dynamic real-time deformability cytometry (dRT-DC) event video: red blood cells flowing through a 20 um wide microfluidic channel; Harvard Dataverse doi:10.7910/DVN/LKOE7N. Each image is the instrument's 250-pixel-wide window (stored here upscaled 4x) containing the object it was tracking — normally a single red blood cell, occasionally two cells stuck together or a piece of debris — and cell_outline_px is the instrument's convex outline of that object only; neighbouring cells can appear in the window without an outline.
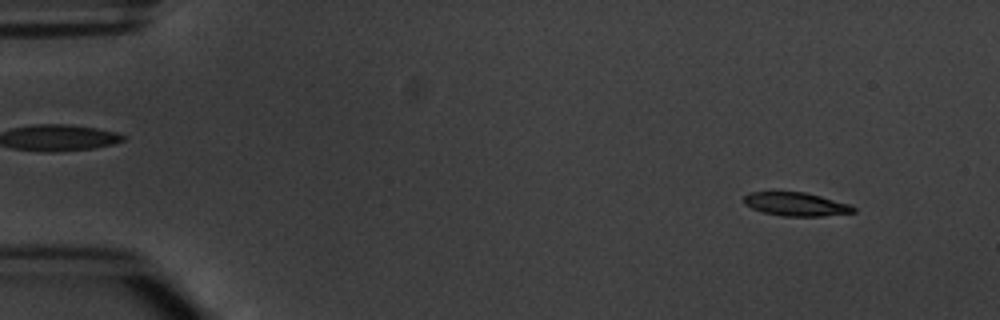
{"species": "common noctule bat (a hibernating species)", "species_latin": "Nyctalus noctula", "temperature_condition": "warm", "stored_images_in_passage": 4, "camera_frame_rate_fps": 3000, "um_per_image_px": 0.085, "animal": {"sex": "male", "body_mass_g": 20.1, "forearm_length_mm": 53.5}, "frame": {"image": 1, "passage_image": 1, "time_ms": 0.0, "image_size_px": [1000, 320], "cell_outline_px": [[856, 212], [824, 216], [784, 216], [764, 212], [752, 208], [744, 204], [744, 196], [748, 192], [804, 192], [820, 196], [848, 204], [856, 208]], "centroid_in_image_um": [67.65, 17.36], "position_along_channel_um": 17.4, "area_um2": 14.85}}